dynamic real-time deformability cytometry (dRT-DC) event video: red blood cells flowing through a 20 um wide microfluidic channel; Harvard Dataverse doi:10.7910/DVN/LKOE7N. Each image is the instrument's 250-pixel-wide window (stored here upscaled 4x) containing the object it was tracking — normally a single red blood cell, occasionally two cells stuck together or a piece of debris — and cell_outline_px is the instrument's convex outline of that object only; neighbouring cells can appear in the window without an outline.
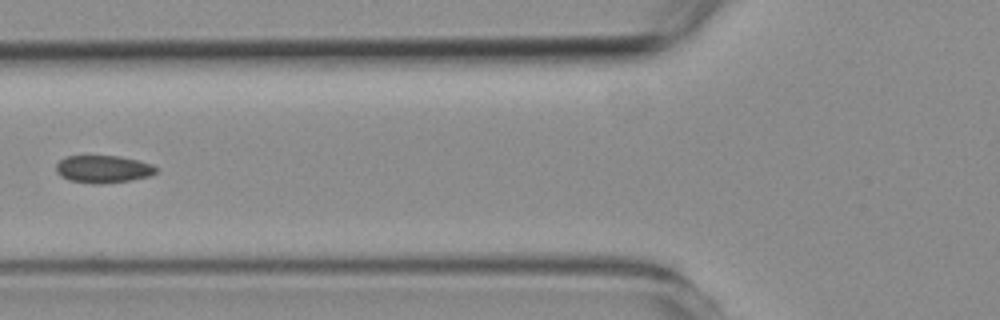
{"species": "common noctule bat (a hibernating species)", "species_latin": "Nyctalus noctula", "temperature_condition": "room temperature", "stored_images_in_passage": 8, "camera_frame_rate_fps": 3000, "um_per_image_px": 0.085, "animal": {"sex": "female", "body_mass_g": 19.3, "forearm_length_mm": 54.1}, "frame": {"image": 1, "passage_image": 4, "time_ms": 4.667, "image_size_px": [1000, 320], "cell_outline_px": [[160, 168], [156, 172], [148, 176], [132, 180], [100, 184], [96, 184], [72, 180], [60, 176], [56, 172], [56, 164], [60, 160], [68, 156], [120, 156], [152, 164]], "centroid_in_image_um": [8.79, 14.37], "position_along_channel_um": 117.0, "area_um2": 15.95}}
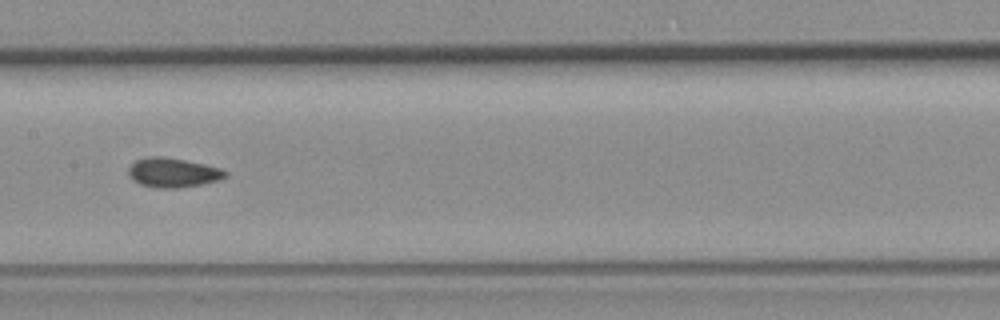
{"frame": {"image": 2, "passage_image": 6, "time_ms": 6.667, "image_size_px": [1000, 320], "cell_outline_px": [[228, 176], [220, 180], [204, 184], [176, 188], [152, 188], [140, 184], [132, 180], [128, 176], [128, 168], [136, 160], [148, 156], [160, 156], [184, 160], [204, 164], [220, 168], [228, 172]], "centroid_in_image_um": [14.69, 14.68], "position_along_channel_um": 192.7, "area_um2": 16.82}}
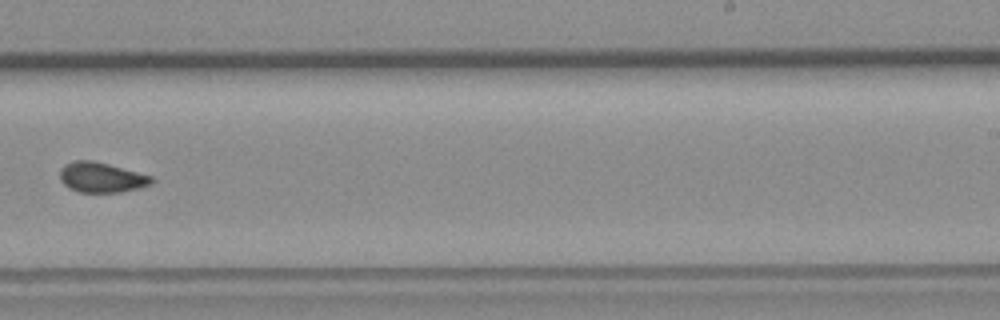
{"frame": {"image": 3, "passage_image": 8, "time_ms": 9.0, "image_size_px": [1000, 320], "cell_outline_px": [[156, 180], [152, 184], [120, 192], [80, 192], [68, 188], [60, 180], [60, 172], [64, 164], [76, 160], [92, 160], [108, 164], [152, 176]], "centroid_in_image_um": [8.62, 15.08], "position_along_channel_um": 280.4, "area_um2": 16.01}}